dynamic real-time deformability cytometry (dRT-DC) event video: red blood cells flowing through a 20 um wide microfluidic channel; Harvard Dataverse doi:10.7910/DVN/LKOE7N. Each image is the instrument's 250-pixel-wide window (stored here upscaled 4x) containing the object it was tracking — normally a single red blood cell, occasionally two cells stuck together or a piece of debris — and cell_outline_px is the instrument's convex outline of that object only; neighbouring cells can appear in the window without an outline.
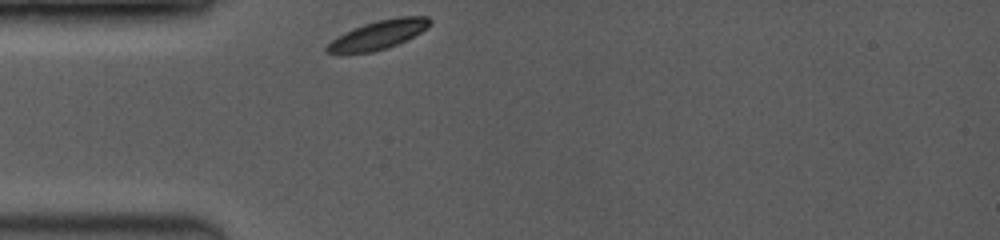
{"species": "common noctule bat (a hibernating species)", "species_latin": "Nyctalus noctula", "temperature_condition": "room temperature", "stored_images_in_passage": 56, "camera_frame_rate_fps": 3500, "um_per_image_px": 0.085, "animal": {"sex": "female", "body_mass_g": 19.0, "forearm_length_mm": 53.3}, "frame": {"image": 1, "passage_image": 1, "time_ms": 0.0, "image_size_px": [1000, 240], "cell_outline_px": [[432, 20], [428, 28], [396, 44], [372, 52], [324, 52], [324, 48], [336, 36], [352, 28], [376, 20], [396, 16], [428, 16]], "centroid_in_image_um": [32.16, 2.92], "position_along_channel_um": 52.8, "area_um2": 17.05}}
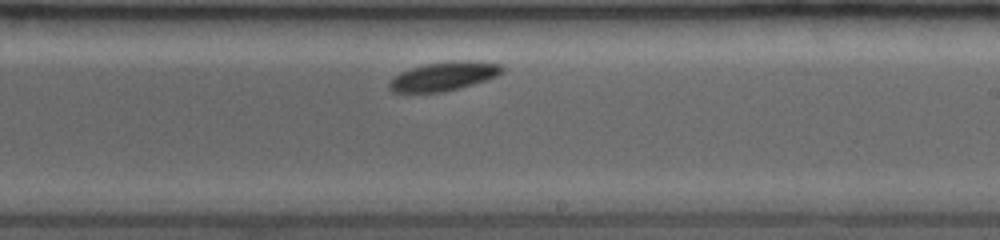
{"frame": {"image": 2, "passage_image": 28, "time_ms": 5.429, "image_size_px": [1000, 240], "cell_outline_px": [[504, 72], [496, 76], [460, 88], [444, 92], [392, 92], [388, 88], [388, 80], [400, 72], [424, 64], [452, 60], [468, 60], [504, 64]], "centroid_in_image_um": [37.72, 6.47], "position_along_channel_um": 251.3, "area_um2": 19.19}}
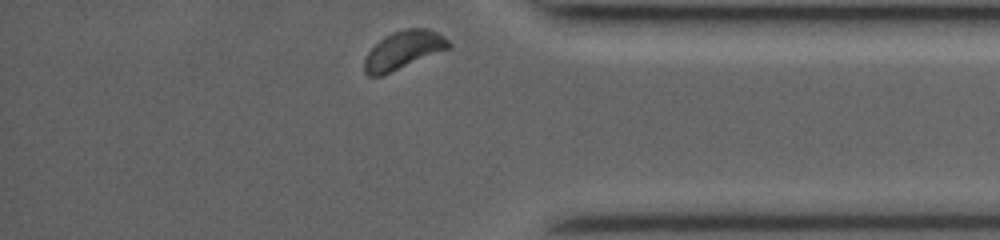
{"frame": {"image": 3, "passage_image": 55, "time_ms": 9.429, "image_size_px": [1000, 240], "cell_outline_px": [[452, 48], [380, 76], [368, 76], [364, 72], [364, 60], [368, 52], [380, 40], [392, 32], [404, 28], [428, 28], [444, 36], [452, 44]], "centroid_in_image_um": [34.32, 4.25], "position_along_channel_um": 400.9, "area_um2": 18.79}, "authors_computed_cell_mechanics": {"area_um2": 18.6983, "velocity_mm_per_s": 3.8256, "shape_relaxation_time_tau1_ms": 0.8956, "shape_relaxation_time_tau2_ms": null, "deformation_change_tau1": 0.0642, "deformation_change_tau2": null}}